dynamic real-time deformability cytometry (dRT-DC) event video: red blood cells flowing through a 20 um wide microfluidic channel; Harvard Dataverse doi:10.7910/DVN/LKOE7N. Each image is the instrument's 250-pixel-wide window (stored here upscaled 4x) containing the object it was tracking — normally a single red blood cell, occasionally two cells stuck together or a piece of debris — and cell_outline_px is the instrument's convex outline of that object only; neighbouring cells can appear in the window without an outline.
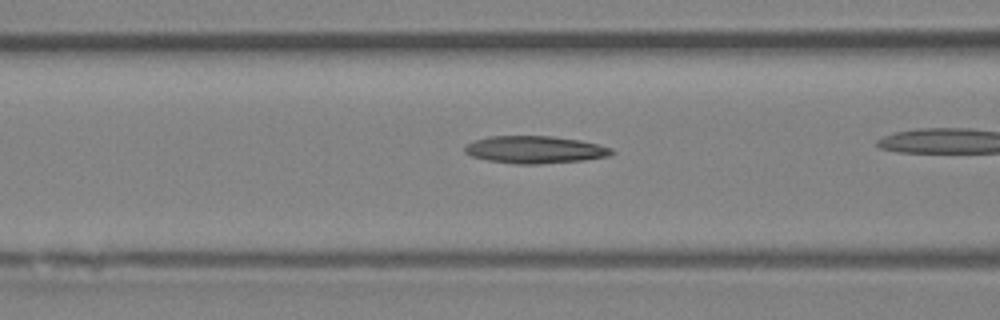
{"species": "Egyptian fruit bat (a non-hibernating species)", "species_latin": "Rousettus aegyptiacus", "temperature_condition": "room temperature", "stored_images_in_passage": 22, "camera_frame_rate_fps": 3000, "um_per_image_px": 0.085, "animal": {"sex": "female"}, "frame": {"image": 1, "passage_image": 4, "time_ms": 1.0, "image_size_px": [1000, 320], "cell_outline_px": [[616, 152], [608, 156], [584, 160], [540, 164], [516, 164], [488, 160], [472, 156], [464, 152], [464, 144], [488, 136], [552, 136], [580, 140], [612, 148]], "centroid_in_image_um": [45.46, 12.72], "position_along_channel_um": 121.1, "area_um2": 23.47}}
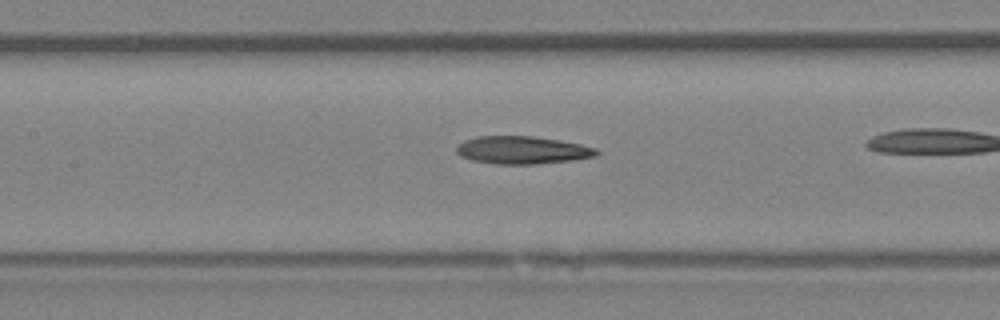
{"frame": {"image": 2, "passage_image": 7, "time_ms": 2.0, "image_size_px": [1000, 320], "cell_outline_px": [[600, 152], [596, 156], [572, 160], [536, 164], [496, 164], [472, 160], [460, 156], [456, 152], [456, 144], [464, 140], [476, 136], [532, 136], [560, 140], [580, 144], [596, 148]], "centroid_in_image_um": [44.37, 12.75], "position_along_channel_um": 163.0, "area_um2": 22.77}}